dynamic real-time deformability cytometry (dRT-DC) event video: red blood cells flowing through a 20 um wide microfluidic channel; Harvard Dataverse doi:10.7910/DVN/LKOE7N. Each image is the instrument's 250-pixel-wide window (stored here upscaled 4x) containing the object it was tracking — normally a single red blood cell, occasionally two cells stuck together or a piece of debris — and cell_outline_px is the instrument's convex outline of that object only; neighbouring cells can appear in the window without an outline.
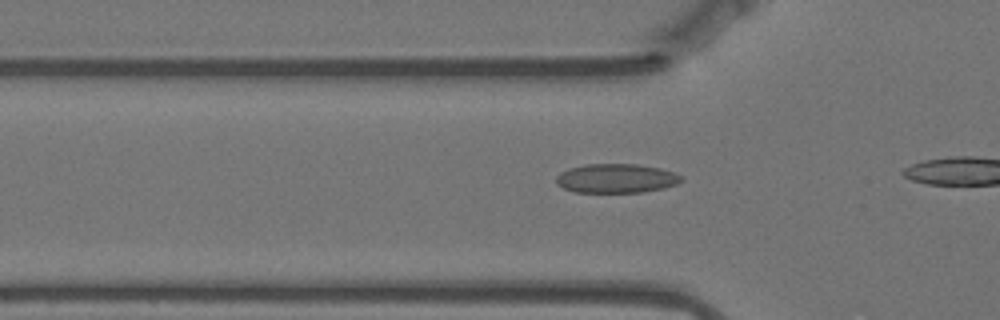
{"species": "Egyptian fruit bat (a non-hibernating species)", "species_latin": "Rousettus aegyptiacus", "temperature_condition": "warm", "stored_images_in_passage": 9, "camera_frame_rate_fps": 3000, "um_per_image_px": 0.085, "animal": {"sex": "female"}, "frame": {"image": 1, "passage_image": 6, "time_ms": 1.667, "image_size_px": [1000, 320], "cell_outline_px": [[684, 180], [676, 184], [664, 188], [640, 192], [576, 192], [564, 188], [556, 184], [556, 176], [560, 172], [568, 168], [584, 164], [636, 164], [660, 168], [676, 172]], "centroid_in_image_um": [52.37, 15.15], "position_along_channel_um": 73.4, "area_um2": 21.33}}